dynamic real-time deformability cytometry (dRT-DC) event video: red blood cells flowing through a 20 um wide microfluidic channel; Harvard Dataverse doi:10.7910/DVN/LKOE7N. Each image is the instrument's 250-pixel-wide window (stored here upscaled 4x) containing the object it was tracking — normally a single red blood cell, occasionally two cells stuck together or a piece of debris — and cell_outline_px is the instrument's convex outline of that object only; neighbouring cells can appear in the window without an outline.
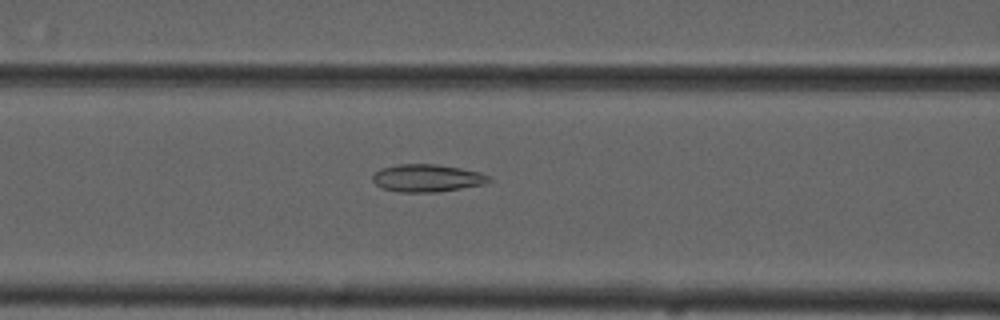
{"species": "common noctule bat (a hibernating species)", "species_latin": "Nyctalus noctula", "temperature_condition": "cold", "stored_images_in_passage": 55, "camera_frame_rate_fps": 3000, "um_per_image_px": 0.085, "animal": {"sex": "male", "forearm_length_mm": 52.5}, "frame": {"image": 1, "passage_image": 23, "time_ms": 7.333, "image_size_px": [1000, 320], "cell_outline_px": [[492, 180], [484, 184], [436, 192], [400, 192], [384, 188], [376, 184], [372, 180], [372, 176], [380, 168], [400, 164], [436, 164], [460, 168], [480, 172], [492, 176]], "centroid_in_image_um": [36.33, 15.13], "position_along_channel_um": 130.3, "area_um2": 18.61}}
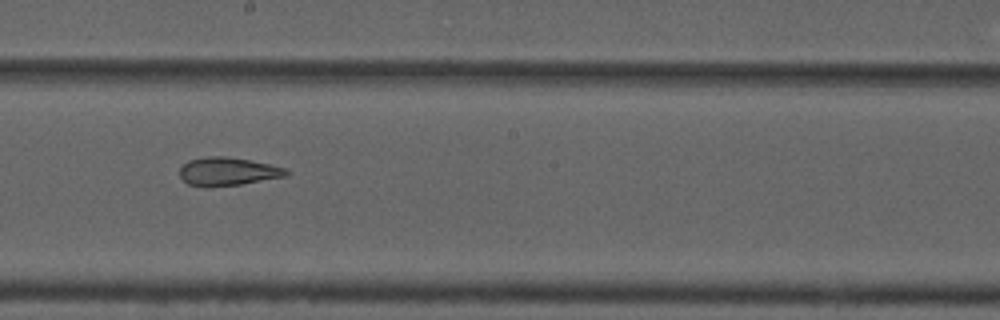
{"frame": {"image": 2, "passage_image": 31, "time_ms": 10.0, "image_size_px": [1000, 320], "cell_outline_px": [[292, 172], [288, 176], [240, 184], [204, 188], [188, 184], [180, 176], [180, 168], [188, 160], [208, 156], [224, 156], [248, 160], [288, 168]], "centroid_in_image_um": [19.38, 14.59], "position_along_channel_um": 228.8, "area_um2": 17.69}}
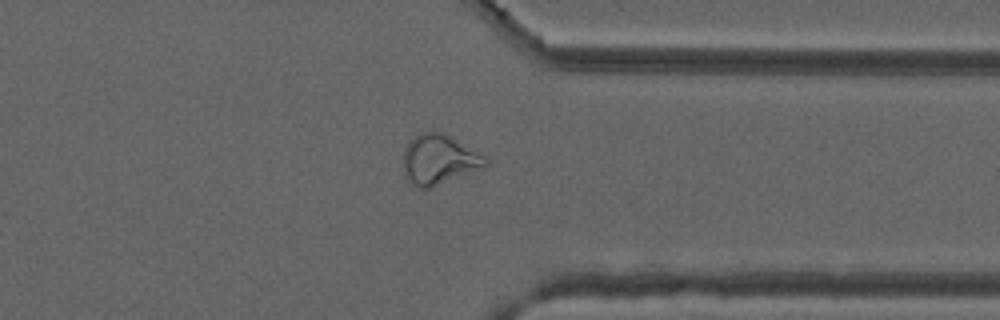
{"frame": {"image": 3, "passage_image": 43, "time_ms": 14.0, "image_size_px": [1000, 320], "cell_outline_px": [[488, 164], [484, 168], [428, 188], [416, 188], [412, 184], [404, 172], [404, 148], [416, 136], [424, 132], [440, 132], [448, 136], [484, 156], [488, 160]], "centroid_in_image_um": [37.31, 13.59], "position_along_channel_um": 374.1, "area_um2": 23.18}, "authors_computed_cell_mechanics": {"area_um2": 23.1778, "velocity_mm_per_s": 3.6938, "shape_relaxation_time_tau1_ms": null, "shape_relaxation_time_tau2_ms": 2.2034, "deformation_change_tau1": null, "deformation_change_tau2": 0.1004}}